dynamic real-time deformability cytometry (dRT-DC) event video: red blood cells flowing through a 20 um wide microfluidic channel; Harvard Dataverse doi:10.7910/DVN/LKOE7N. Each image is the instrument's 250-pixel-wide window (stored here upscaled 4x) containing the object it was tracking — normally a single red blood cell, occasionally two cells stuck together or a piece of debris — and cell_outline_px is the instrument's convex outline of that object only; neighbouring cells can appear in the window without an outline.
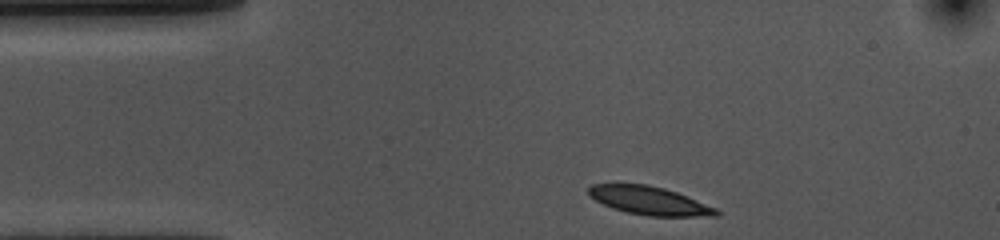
{"species": "common noctule bat (a hibernating species)", "species_latin": "Nyctalus noctula", "temperature_condition": "cold", "stored_images_in_passage": 35, "camera_frame_rate_fps": 3000, "um_per_image_px": 0.085, "animal": {"sex": "female", "body_mass_g": 10.0, "forearm_length_mm": 53.1}, "frame": {"image": 1, "passage_image": 1, "time_ms": 0.0, "image_size_px": [1000, 240], "cell_outline_px": [[720, 212], [716, 216], [648, 216], [628, 212], [612, 208], [588, 196], [588, 188], [592, 184], [648, 184], [664, 188], [676, 192], [716, 208]], "centroid_in_image_um": [55.17, 17.05], "position_along_channel_um": 29.8, "area_um2": 20.87}}
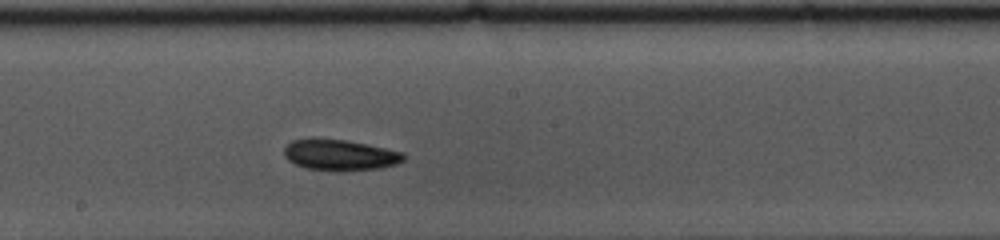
{"frame": {"image": 2, "passage_image": 20, "time_ms": 6.333, "image_size_px": [1000, 240], "cell_outline_px": [[404, 160], [396, 164], [380, 168], [340, 172], [332, 172], [304, 168], [288, 160], [284, 156], [284, 148], [292, 140], [344, 140], [404, 152]], "centroid_in_image_um": [28.9, 13.22], "position_along_channel_um": 219.3, "area_um2": 21.33}}
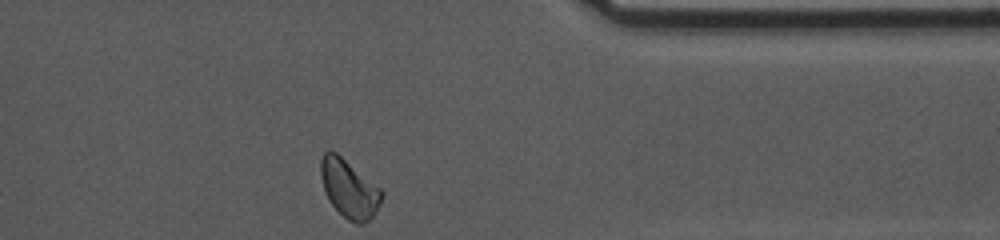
{"frame": {"image": 3, "passage_image": 35, "time_ms": 11.333, "image_size_px": [1000, 240], "cell_outline_px": [[384, 192], [380, 204], [376, 212], [364, 224], [356, 224], [348, 220], [328, 200], [324, 192], [320, 176], [320, 160], [324, 152], [336, 152], [380, 188]], "centroid_in_image_um": [29.66, 16.05], "position_along_channel_um": 381.7, "area_um2": 20.52}, "authors_computed_cell_mechanics": {"area_um2": 21.2126, "velocity_mm_per_s": 3.5793, "shape_relaxation_time_tau1_ms": 3.131, "shape_relaxation_time_tau2_ms": null, "deformation_change_tau1": 0.0882, "deformation_change_tau2": null}}